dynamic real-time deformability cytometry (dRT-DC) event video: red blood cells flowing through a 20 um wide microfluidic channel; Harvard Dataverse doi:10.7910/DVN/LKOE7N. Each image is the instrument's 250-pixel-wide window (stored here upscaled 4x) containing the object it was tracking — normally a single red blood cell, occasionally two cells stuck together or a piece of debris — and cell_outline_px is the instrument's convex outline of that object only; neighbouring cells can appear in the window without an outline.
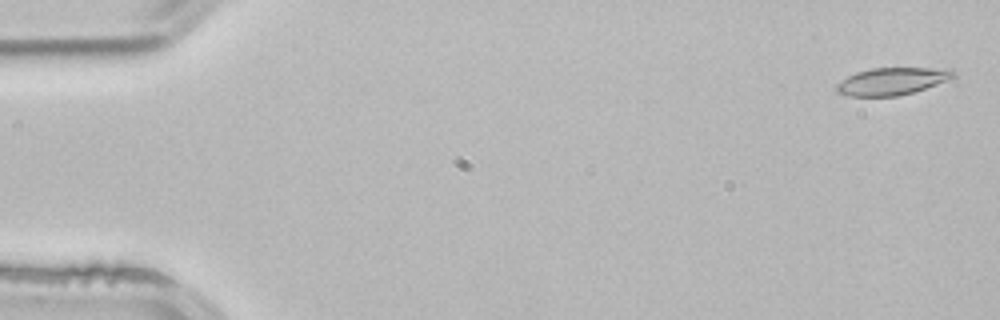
{"species": "common noctule bat (a hibernating species)", "species_latin": "Nyctalus noctula", "temperature_condition": "room temperature", "stored_images_in_passage": 53, "camera_frame_rate_fps": 3000, "um_per_image_px": 0.085, "animal": {"sex": "male", "body_mass_g": 21.5, "forearm_length_mm": 52.0}, "frame": {"image": 1, "passage_image": 2, "time_ms": 0.333, "image_size_px": [1000, 320], "cell_outline_px": [[956, 76], [936, 84], [912, 92], [896, 96], [848, 96], [836, 92], [836, 84], [840, 80], [856, 72], [872, 68], [952, 68], [956, 72]], "centroid_in_image_um": [75.8, 6.89], "position_along_channel_um": 9.2, "area_um2": 18.55}}
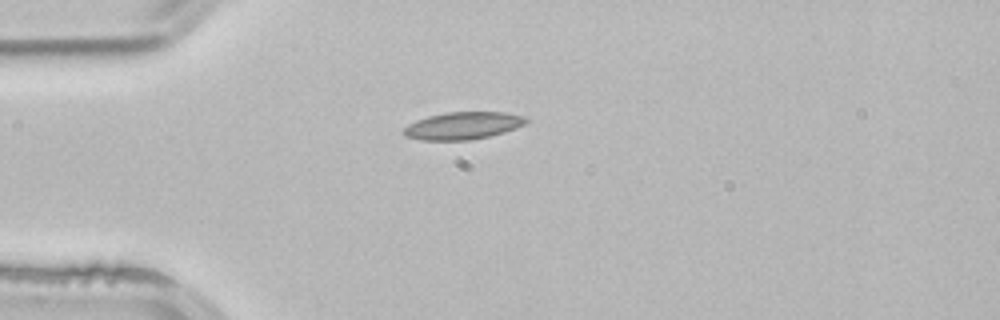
{"frame": {"image": 2, "passage_image": 14, "time_ms": 4.333, "image_size_px": [1000, 320], "cell_outline_px": [[528, 120], [524, 124], [516, 128], [504, 132], [488, 136], [468, 140], [420, 140], [404, 136], [400, 132], [408, 124], [416, 120], [428, 116], [444, 112], [504, 112], [524, 116]], "centroid_in_image_um": [39.3, 10.68], "position_along_channel_um": 45.7, "area_um2": 19.59}}
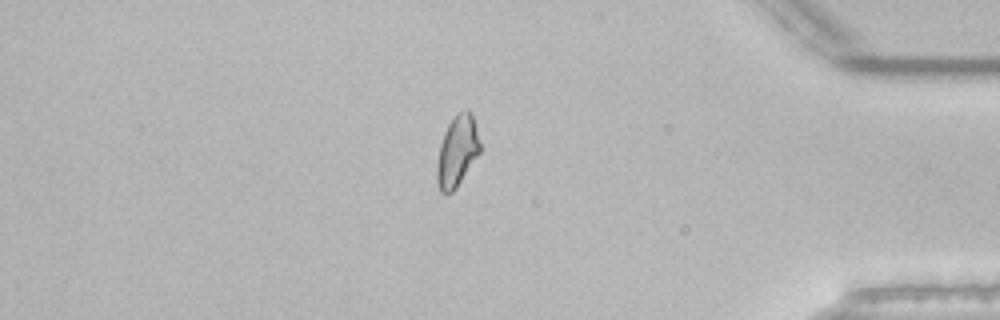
{"frame": {"image": 3, "passage_image": 45, "time_ms": 14.667, "image_size_px": [1000, 320], "cell_outline_px": [[480, 152], [456, 188], [452, 192], [440, 192], [436, 180], [436, 164], [440, 144], [444, 132], [448, 124], [464, 108], [468, 108], [472, 116], [480, 144]], "centroid_in_image_um": [38.83, 12.87], "position_along_channel_um": 396.4, "area_um2": 17.57}, "authors_computed_cell_mechanics": {"area_um2": 18.5538, "velocity_mm_per_s": 3.8881, "shape_relaxation_time_tau1_ms": null, "shape_relaxation_time_tau2_ms": 2.3982, "deformation_change_tau1": null, "deformation_change_tau2": 0.0739}}